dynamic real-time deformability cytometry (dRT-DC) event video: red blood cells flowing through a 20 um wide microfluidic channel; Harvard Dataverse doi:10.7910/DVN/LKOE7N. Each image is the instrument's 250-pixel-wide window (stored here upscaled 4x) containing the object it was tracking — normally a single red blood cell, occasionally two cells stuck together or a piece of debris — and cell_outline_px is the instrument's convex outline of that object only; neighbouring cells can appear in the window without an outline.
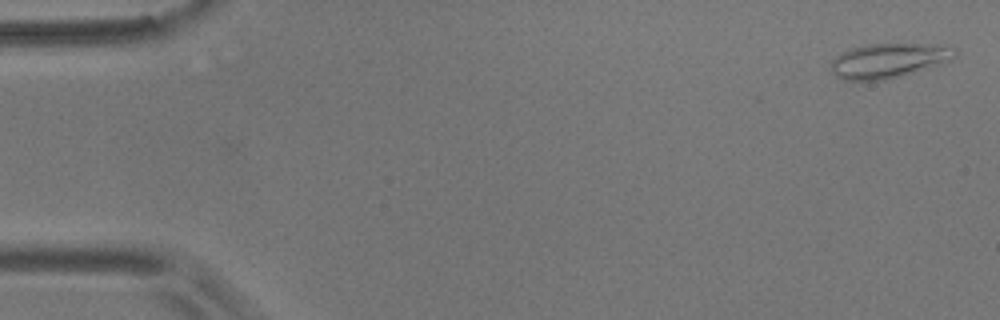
{"species": "common noctule bat (a hibernating species)", "species_latin": "Nyctalus noctula", "temperature_condition": "room temperature", "stored_images_in_passage": 11, "camera_frame_rate_fps": 3000, "um_per_image_px": 0.085, "animal": {"sex": "male", "body_mass_g": 17.9}, "frame": {"image": 1, "passage_image": 2, "time_ms": 0.333, "image_size_px": [1000, 320], "cell_outline_px": [[956, 56], [952, 60], [940, 64], [900, 76], [884, 80], [844, 80], [836, 76], [828, 68], [832, 60], [840, 52], [848, 48], [868, 44], [928, 44], [956, 48]], "centroid_in_image_um": [75.47, 5.14], "position_along_channel_um": 9.5, "area_um2": 25.09}}